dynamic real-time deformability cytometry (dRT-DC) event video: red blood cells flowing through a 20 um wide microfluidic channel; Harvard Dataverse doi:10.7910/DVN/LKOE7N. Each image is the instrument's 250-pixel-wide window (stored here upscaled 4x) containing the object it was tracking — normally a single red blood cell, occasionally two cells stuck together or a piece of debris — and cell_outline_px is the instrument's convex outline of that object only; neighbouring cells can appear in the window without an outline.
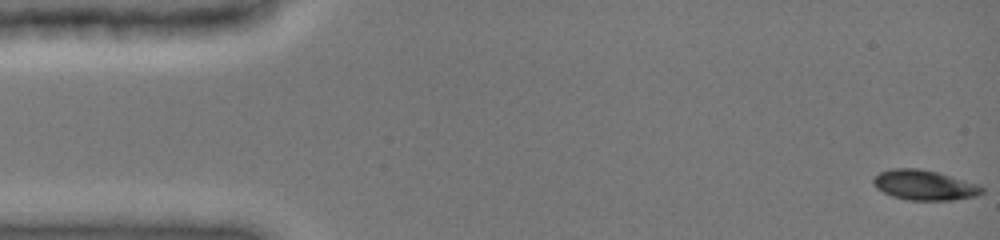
{"species": "common noctule bat (a hibernating species)", "species_latin": "Nyctalus noctula", "temperature_condition": "cold", "stored_images_in_passage": 9, "camera_frame_rate_fps": 3000, "um_per_image_px": 0.085, "animal": {"sex": "female", "body_mass_g": 19.0, "forearm_length_mm": 51.5}, "frame": {"image": 1, "passage_image": 1, "time_ms": 0.0, "image_size_px": [1000, 240], "cell_outline_px": [[984, 192], [976, 196], [952, 200], [908, 200], [892, 196], [876, 188], [872, 184], [872, 180], [880, 172], [892, 168], [920, 168], [936, 172], [980, 184], [984, 188]], "centroid_in_image_um": [78.58, 15.73], "position_along_channel_um": 6.4, "area_um2": 19.07}}
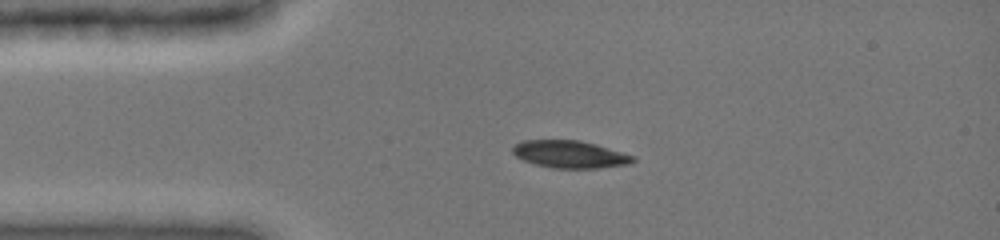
{"frame": {"image": 2, "passage_image": 6, "time_ms": 3.333, "image_size_px": [1000, 240], "cell_outline_px": [[636, 160], [628, 164], [596, 168], [552, 168], [536, 164], [524, 160], [516, 156], [512, 152], [512, 148], [520, 140], [580, 140], [596, 144], [636, 156]], "centroid_in_image_um": [48.45, 13.11], "position_along_channel_um": 36.6, "area_um2": 19.19}}
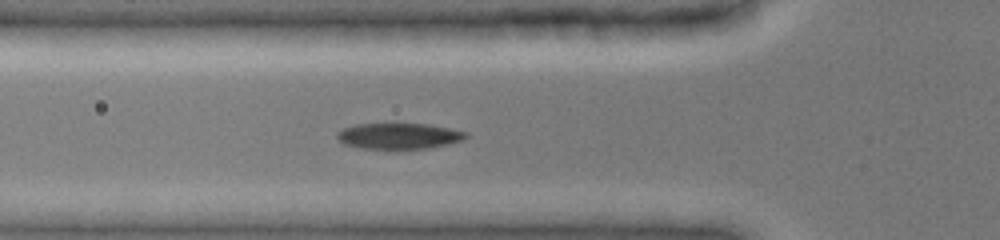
{"frame": {"image": 3, "passage_image": 9, "time_ms": 5.333, "image_size_px": [1000, 240], "cell_outline_px": [[468, 136], [464, 140], [448, 144], [428, 148], [360, 148], [344, 144], [336, 140], [336, 132], [344, 128], [356, 124], [396, 120], [428, 124], [468, 132]], "centroid_in_image_um": [33.87, 11.5], "position_along_channel_um": 91.9, "area_um2": 20.4}}